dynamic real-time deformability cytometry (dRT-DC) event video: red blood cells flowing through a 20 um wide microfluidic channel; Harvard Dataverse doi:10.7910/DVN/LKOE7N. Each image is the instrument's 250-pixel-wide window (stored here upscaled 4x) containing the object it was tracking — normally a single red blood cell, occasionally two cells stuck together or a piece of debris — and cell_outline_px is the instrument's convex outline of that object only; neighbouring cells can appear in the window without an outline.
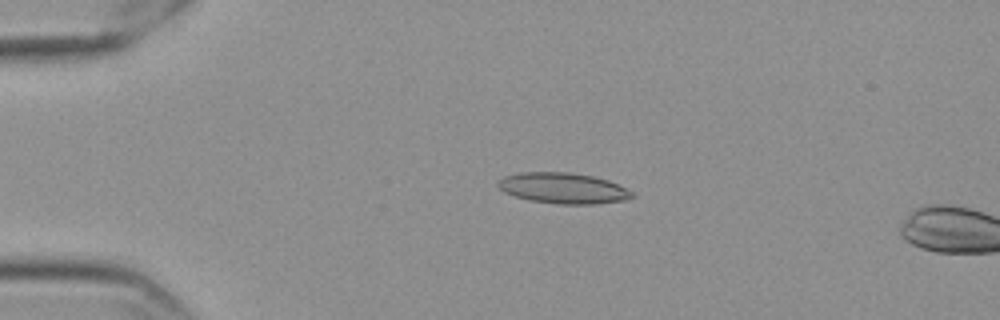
{"species": "Egyptian fruit bat (a non-hibernating species)", "species_latin": "Rousettus aegyptiacus", "temperature_condition": "cold", "stored_images_in_passage": 13, "camera_frame_rate_fps": 3000, "um_per_image_px": 0.085, "frame": {"image": 1, "passage_image": 11, "time_ms": 3.333, "image_size_px": [1000, 320], "cell_outline_px": [[632, 200], [592, 204], [560, 204], [528, 200], [504, 192], [496, 184], [504, 176], [520, 172], [568, 172], [592, 176], [608, 180], [632, 192]], "centroid_in_image_um": [47.86, 16.0], "position_along_channel_um": 37.1, "area_um2": 23.93}}